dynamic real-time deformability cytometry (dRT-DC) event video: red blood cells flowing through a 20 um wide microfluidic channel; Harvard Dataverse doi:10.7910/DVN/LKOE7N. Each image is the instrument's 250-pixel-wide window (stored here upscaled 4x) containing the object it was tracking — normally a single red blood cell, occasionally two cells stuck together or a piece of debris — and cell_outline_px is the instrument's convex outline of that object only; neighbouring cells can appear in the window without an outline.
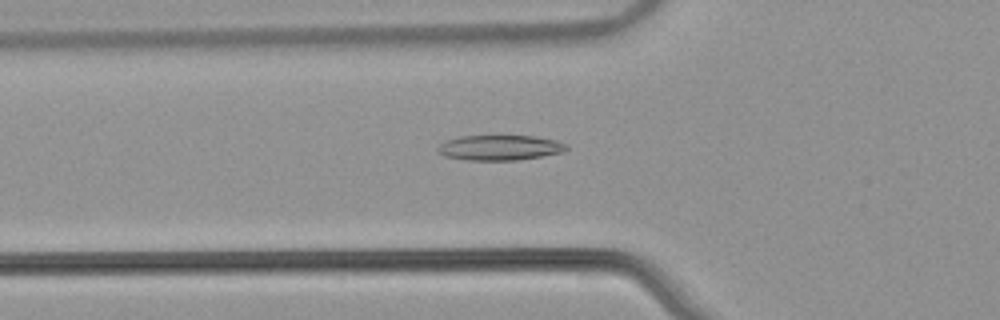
{"species": "common noctule bat (a hibernating species)", "species_latin": "Nyctalus noctula", "temperature_condition": "warm", "stored_images_in_passage": 51, "camera_frame_rate_fps": 3000, "um_per_image_px": 0.085, "animal": {"sex": "male", "body_mass_g": 21.5, "forearm_length_mm": 52.0}, "frame": {"image": 1, "passage_image": 16, "time_ms": 5.0, "image_size_px": [1000, 320], "cell_outline_px": [[568, 148], [564, 152], [516, 160], [468, 160], [444, 156], [436, 152], [436, 148], [440, 144], [448, 140], [460, 136], [536, 136], [556, 140], [568, 144]], "centroid_in_image_um": [42.49, 12.55], "position_along_channel_um": 83.3, "area_um2": 18.9}}
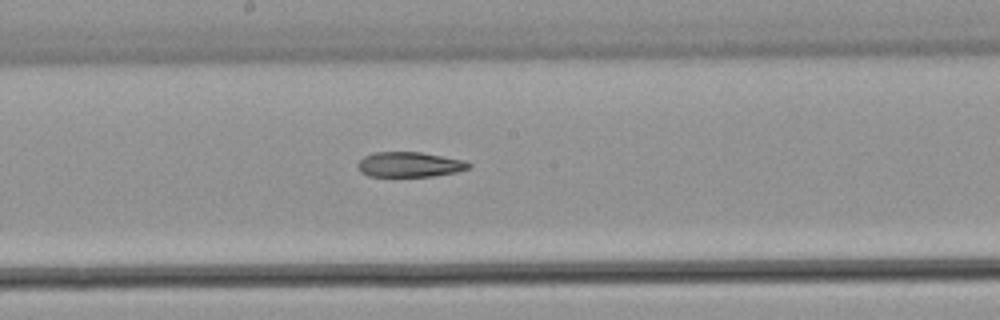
{"frame": {"image": 2, "passage_image": 26, "time_ms": 8.333, "image_size_px": [1000, 320], "cell_outline_px": [[472, 164], [468, 168], [456, 172], [432, 176], [368, 176], [360, 172], [356, 164], [364, 156], [372, 152], [420, 152], [464, 160]], "centroid_in_image_um": [34.77, 13.98], "position_along_channel_um": 213.4, "area_um2": 16.18}}
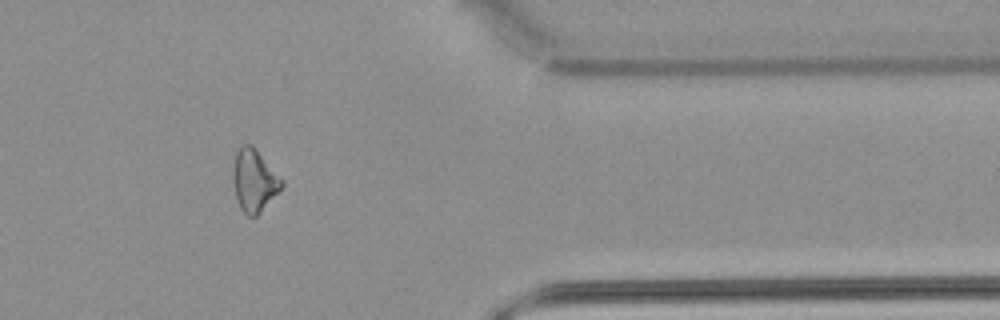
{"frame": {"image": 3, "passage_image": 41, "time_ms": 13.333, "image_size_px": [1000, 320], "cell_outline_px": [[284, 184], [260, 212], [256, 216], [248, 216], [240, 208], [236, 196], [232, 180], [232, 172], [236, 152], [240, 144], [252, 144], [284, 180]], "centroid_in_image_um": [21.59, 15.3], "position_along_channel_um": 389.8, "area_um2": 17.63}}